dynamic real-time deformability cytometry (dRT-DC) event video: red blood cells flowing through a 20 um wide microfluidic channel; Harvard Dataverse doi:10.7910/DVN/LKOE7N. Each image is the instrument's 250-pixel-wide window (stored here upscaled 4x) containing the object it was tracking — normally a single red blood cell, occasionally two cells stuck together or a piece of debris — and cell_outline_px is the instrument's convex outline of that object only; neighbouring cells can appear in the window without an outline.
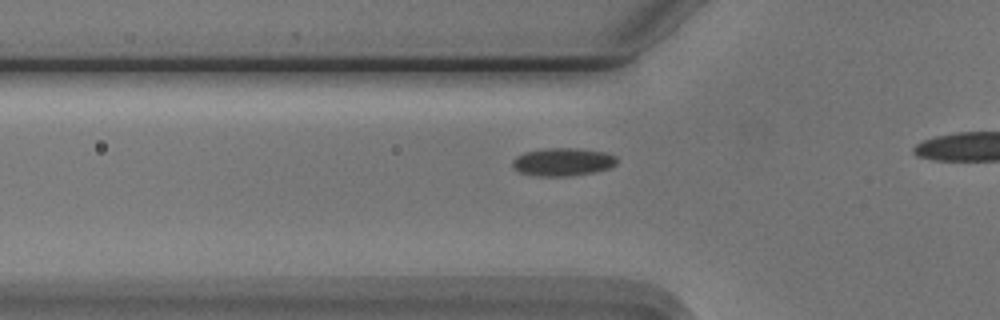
{"species": "Egyptian fruit bat (a non-hibernating species)", "species_latin": "Rousettus aegyptiacus", "temperature_condition": "cold", "stored_images_in_passage": 16, "camera_frame_rate_fps": 3000, "um_per_image_px": 0.085, "animal": {"sex": "male"}, "frame": {"image": 1, "passage_image": 10, "time_ms": 3.0, "image_size_px": [1000, 320], "cell_outline_px": [[616, 164], [612, 168], [596, 172], [572, 176], [536, 176], [520, 172], [512, 164], [512, 160], [516, 156], [524, 152], [548, 148], [572, 148], [604, 152], [616, 156]], "centroid_in_image_um": [47.86, 13.77], "position_along_channel_um": 77.9, "area_um2": 17.05}}
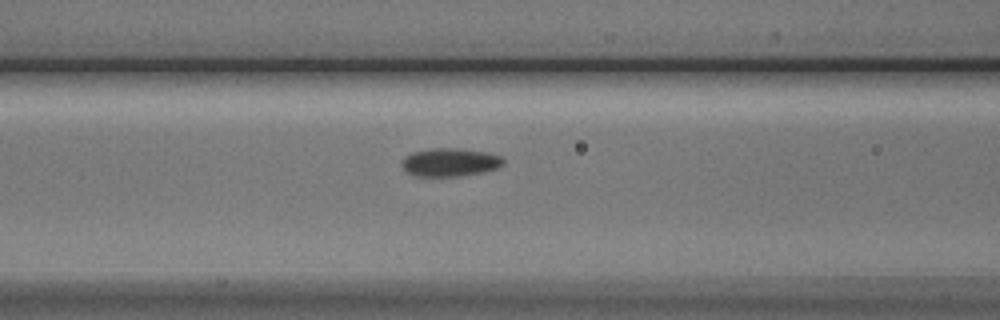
{"frame": {"image": 2, "passage_image": 14, "time_ms": 4.333, "image_size_px": [1000, 320], "cell_outline_px": [[504, 164], [496, 168], [484, 172], [460, 176], [412, 176], [404, 168], [404, 156], [412, 152], [436, 148], [452, 148], [484, 152], [500, 156], [504, 160]], "centroid_in_image_um": [38.26, 13.8], "position_along_channel_um": 128.3, "area_um2": 16.42}}